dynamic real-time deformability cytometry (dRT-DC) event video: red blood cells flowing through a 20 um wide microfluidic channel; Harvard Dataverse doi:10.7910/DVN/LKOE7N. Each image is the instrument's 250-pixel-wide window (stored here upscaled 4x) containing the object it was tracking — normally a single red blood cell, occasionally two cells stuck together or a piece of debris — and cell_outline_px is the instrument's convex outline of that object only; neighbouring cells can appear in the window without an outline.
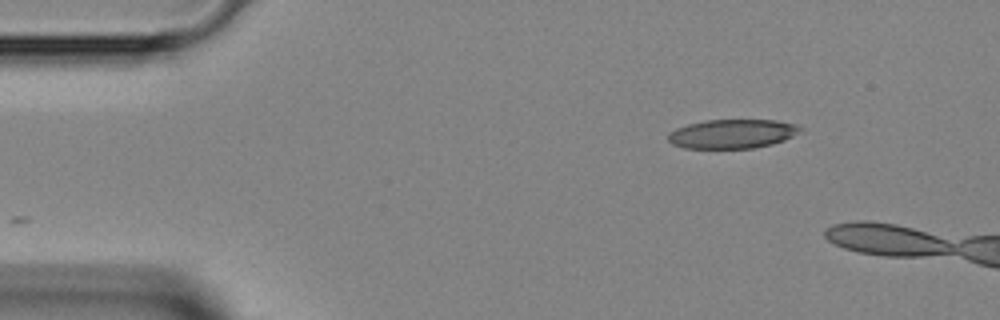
{"species": "Egyptian fruit bat (a non-hibernating species)", "species_latin": "Rousettus aegyptiacus", "temperature_condition": "room temperature", "stored_images_in_passage": 5, "camera_frame_rate_fps": 3000, "um_per_image_px": 0.085, "animal": {"sex": "female"}, "frame": {"image": 1, "passage_image": 1, "time_ms": 0.0, "image_size_px": [1000, 320], "cell_outline_px": [[800, 128], [792, 136], [784, 140], [772, 144], [752, 148], [684, 148], [672, 144], [668, 140], [668, 132], [676, 128], [688, 124], [704, 120], [776, 120], [796, 124]], "centroid_in_image_um": [62.18, 11.37], "position_along_channel_um": 22.8, "area_um2": 22.25}}